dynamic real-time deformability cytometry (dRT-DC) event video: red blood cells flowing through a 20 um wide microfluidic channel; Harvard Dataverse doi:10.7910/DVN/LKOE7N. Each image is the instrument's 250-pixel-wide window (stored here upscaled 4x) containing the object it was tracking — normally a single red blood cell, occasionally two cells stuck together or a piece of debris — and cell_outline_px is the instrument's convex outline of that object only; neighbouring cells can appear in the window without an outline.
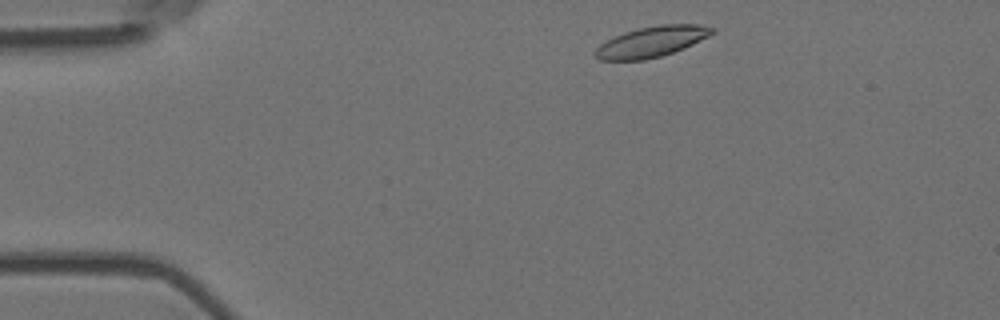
{"species": "Egyptian fruit bat (a non-hibernating species)", "species_latin": "Rousettus aegyptiacus", "temperature_condition": "room temperature", "stored_images_in_passage": 6, "camera_frame_rate_fps": 3000, "um_per_image_px": 0.085, "animal": {"sex": "female"}, "frame": {"image": 1, "passage_image": 1, "time_ms": 0.0, "image_size_px": [1000, 320], "cell_outline_px": [[716, 32], [684, 48], [660, 56], [644, 60], [600, 60], [596, 56], [596, 48], [600, 44], [624, 32], [640, 28], [660, 24], [696, 24], [716, 28]], "centroid_in_image_um": [55.42, 3.54], "position_along_channel_um": 29.6, "area_um2": 20.58}}
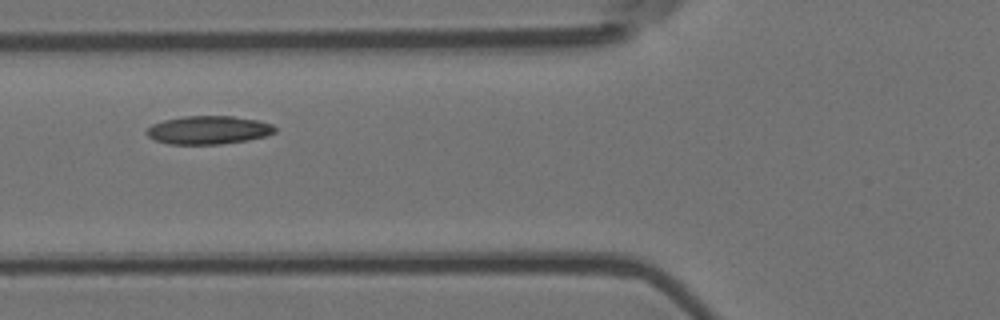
{"frame": {"image": 2, "passage_image": 4, "time_ms": 1.0, "image_size_px": [1000, 320], "cell_outline_px": [[276, 132], [264, 136], [248, 140], [220, 144], [168, 144], [156, 140], [148, 136], [144, 132], [152, 124], [164, 120], [184, 116], [232, 116], [256, 120], [272, 124], [276, 128]], "centroid_in_image_um": [17.7, 11.05], "position_along_channel_um": 108.1, "area_um2": 21.1}}
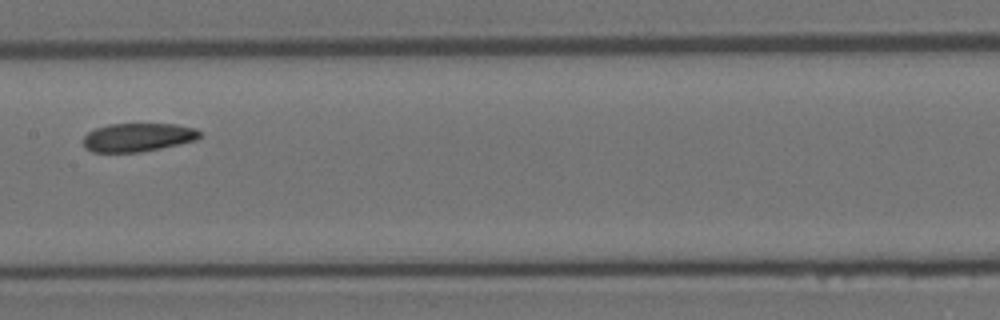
{"frame": {"image": 3, "passage_image": 6, "time_ms": 1.667, "image_size_px": [1000, 320], "cell_outline_px": [[200, 136], [196, 140], [180, 144], [140, 152], [92, 152], [84, 148], [84, 136], [88, 132], [96, 128], [108, 124], [172, 124], [196, 128], [200, 132]], "centroid_in_image_um": [11.7, 11.67], "position_along_channel_um": 195.7, "area_um2": 19.31}}